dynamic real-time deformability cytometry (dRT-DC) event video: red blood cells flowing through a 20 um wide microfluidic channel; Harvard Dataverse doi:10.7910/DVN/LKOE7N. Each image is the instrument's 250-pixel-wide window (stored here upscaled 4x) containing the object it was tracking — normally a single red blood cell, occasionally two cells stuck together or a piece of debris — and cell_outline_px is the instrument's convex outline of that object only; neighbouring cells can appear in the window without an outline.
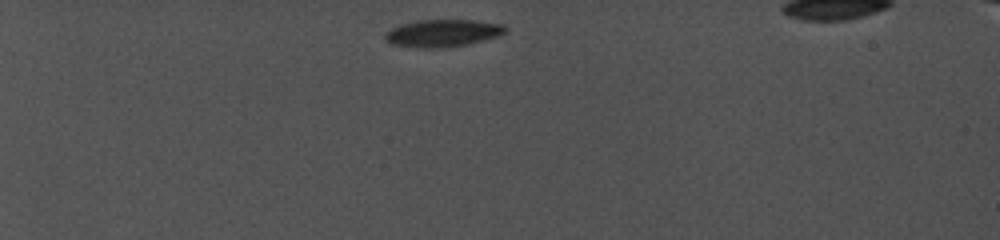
{"species": "common noctule bat (a hibernating species)", "species_latin": "Nyctalus noctula", "temperature_condition": "cold", "stored_images_in_passage": 26, "camera_frame_rate_fps": 5000, "um_per_image_px": 0.085, "animal": {"sex": "female", "body_mass_g": 19.0, "forearm_length_mm": 56.7}, "frame": {"image": 1, "passage_image": 1, "time_ms": 0.0, "image_size_px": [1000, 240], "cell_outline_px": [[508, 28], [500, 36], [468, 44], [448, 48], [416, 48], [392, 44], [384, 40], [384, 36], [392, 28], [400, 24], [416, 20], [476, 20], [504, 24]], "centroid_in_image_um": [37.65, 2.82], "position_along_channel_um": 47.4, "area_um2": 19.48}}
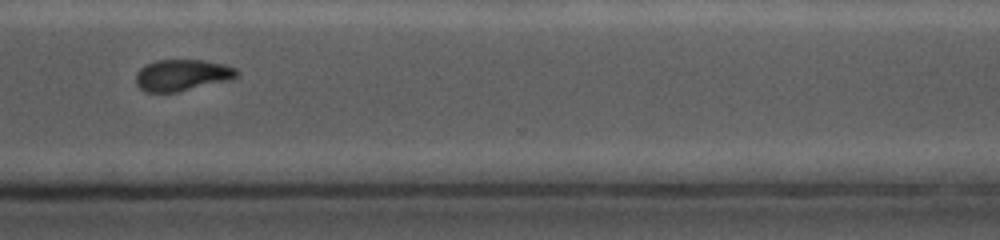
{"frame": {"image": 2, "passage_image": 22, "time_ms": 10.2, "image_size_px": [1000, 240], "cell_outline_px": [[240, 72], [232, 80], [176, 92], [148, 92], [140, 88], [136, 84], [136, 72], [140, 68], [156, 60], [204, 60], [224, 64], [236, 68]], "centroid_in_image_um": [15.51, 6.38], "position_along_channel_um": 355.1, "area_um2": 18.55}}
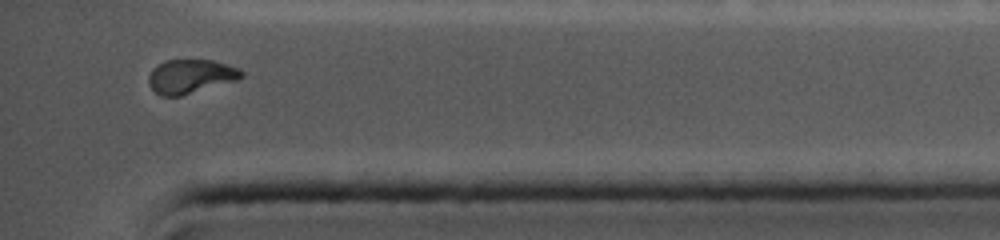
{"frame": {"image": 3, "passage_image": 26, "time_ms": 11.8, "image_size_px": [1000, 240], "cell_outline_px": [[244, 76], [240, 80], [180, 96], [160, 96], [148, 84], [148, 76], [152, 68], [164, 60], [212, 60], [240, 68], [244, 72]], "centroid_in_image_um": [16.22, 6.49], "position_along_channel_um": 419.0, "area_um2": 18.67}}